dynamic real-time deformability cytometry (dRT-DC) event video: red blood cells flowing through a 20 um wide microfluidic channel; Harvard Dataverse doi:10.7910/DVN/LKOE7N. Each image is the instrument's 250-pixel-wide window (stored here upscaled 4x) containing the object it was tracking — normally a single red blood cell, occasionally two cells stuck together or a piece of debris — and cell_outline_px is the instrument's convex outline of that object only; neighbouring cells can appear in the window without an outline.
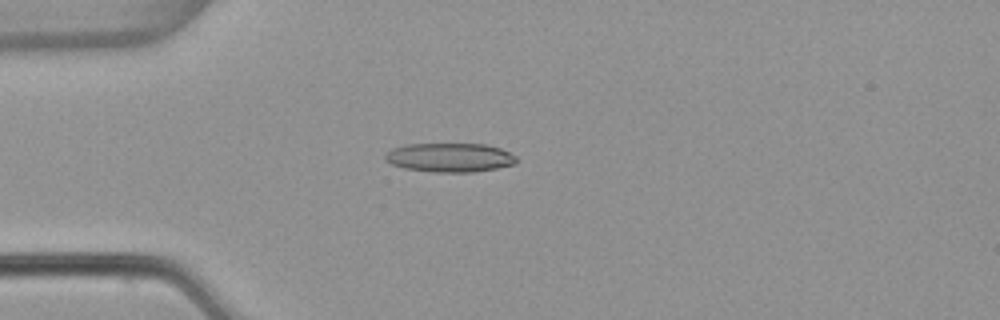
{"species": "common noctule bat (a hibernating species)", "species_latin": "Nyctalus noctula", "temperature_condition": "warm", "stored_images_in_passage": 53, "camera_frame_rate_fps": 3000, "um_per_image_px": 0.085, "animal": {"sex": "female", "body_mass_g": 22.7, "forearm_length_mm": 54.2}, "frame": {"image": 1, "passage_image": 14, "time_ms": 4.333, "image_size_px": [1000, 320], "cell_outline_px": [[516, 164], [496, 168], [472, 172], [436, 172], [404, 168], [392, 164], [384, 160], [384, 156], [392, 148], [408, 144], [484, 144], [500, 148], [516, 156]], "centroid_in_image_um": [38.22, 13.39], "position_along_channel_um": 46.8, "area_um2": 22.08}}
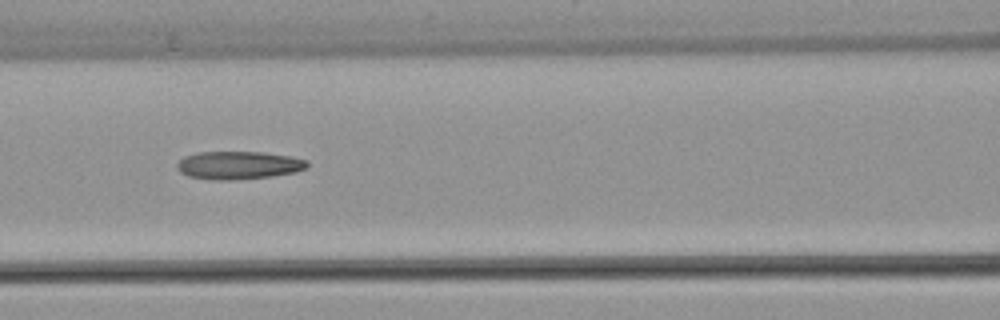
{"frame": {"image": 2, "passage_image": 23, "time_ms": 7.333, "image_size_px": [1000, 320], "cell_outline_px": [[308, 168], [296, 172], [272, 176], [236, 180], [212, 180], [188, 176], [180, 172], [176, 168], [176, 164], [184, 156], [196, 152], [264, 152], [292, 156], [308, 160]], "centroid_in_image_um": [20.29, 14.04], "position_along_channel_um": 146.3, "area_um2": 21.56}}
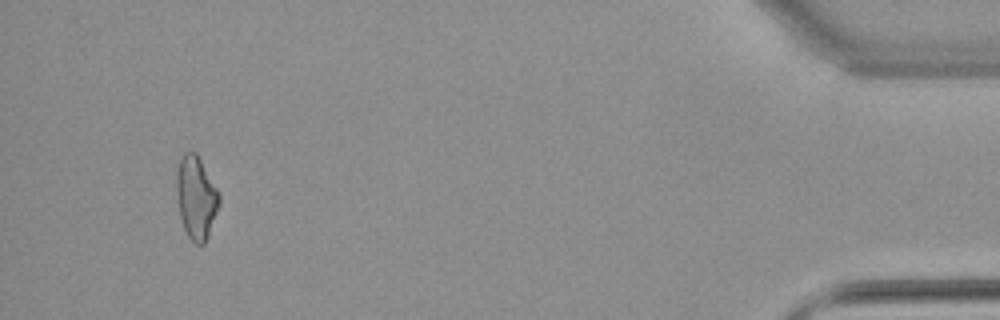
{"frame": {"image": 3, "passage_image": 50, "time_ms": 16.333, "image_size_px": [1000, 320], "cell_outline_px": [[220, 204], [208, 236], [204, 244], [196, 244], [188, 236], [184, 228], [180, 216], [176, 192], [176, 172], [180, 156], [184, 152], [196, 152], [216, 188], [220, 196]], "centroid_in_image_um": [16.66, 16.78], "position_along_channel_um": 418.5, "area_um2": 20.52}, "authors_computed_cell_mechanics": {"area_um2": 21.2126, "velocity_mm_per_s": 3.8607, "shape_relaxation_time_tau1_ms": null, "shape_relaxation_time_tau2_ms": 5.2379, "deformation_change_tau1": null, "deformation_change_tau2": 0.1807}}